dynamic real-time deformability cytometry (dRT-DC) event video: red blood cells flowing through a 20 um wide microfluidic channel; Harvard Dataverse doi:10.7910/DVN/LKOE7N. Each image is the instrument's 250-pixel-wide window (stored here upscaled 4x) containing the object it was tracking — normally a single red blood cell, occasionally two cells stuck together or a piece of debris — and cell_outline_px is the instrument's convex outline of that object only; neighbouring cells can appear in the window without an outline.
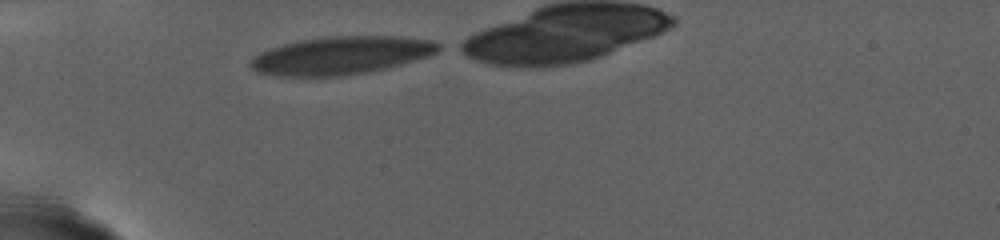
{"species": "human", "species_latin": "Homo sapiens", "temperature_condition": "warm", "stored_images_in_passage": 49, "camera_frame_rate_fps": 3000, "um_per_image_px": 0.085, "donor": {"sex": "female"}, "frame": {"image": 1, "passage_image": 1, "time_ms": 0.0, "image_size_px": [1000, 240], "cell_outline_px": [[444, 48], [428, 56], [388, 68], [368, 72], [340, 76], [276, 76], [256, 72], [248, 64], [248, 60], [252, 56], [268, 48], [296, 40], [324, 36], [400, 36], [432, 40], [440, 44]], "centroid_in_image_um": [28.95, 4.7], "position_along_channel_um": 56.0, "area_um2": 42.19}}
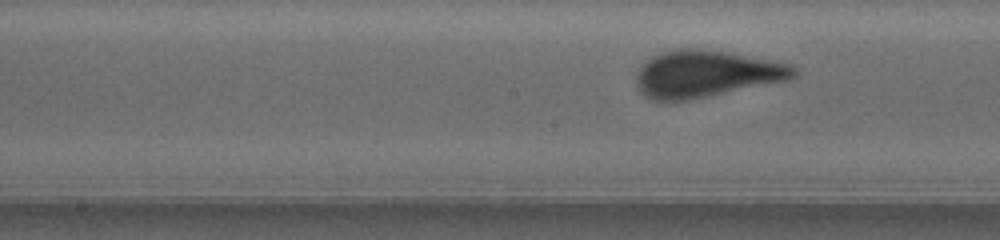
{"frame": {"image": 2, "passage_image": 21, "time_ms": 6.667, "image_size_px": [1000, 240], "cell_outline_px": [[796, 76], [788, 80], [692, 100], [664, 104], [652, 100], [644, 96], [636, 84], [636, 76], [640, 64], [652, 56], [660, 52], [680, 48], [700, 48], [724, 52], [792, 64], [796, 68]], "centroid_in_image_um": [59.94, 6.31], "position_along_channel_um": 188.3, "area_um2": 43.7}}
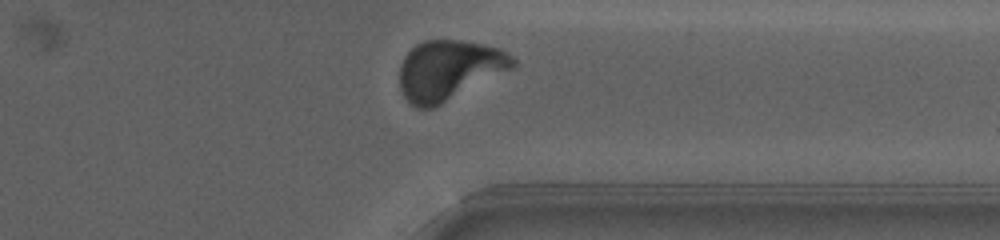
{"frame": {"image": 3, "passage_image": 46, "time_ms": 15.0, "image_size_px": [1000, 240], "cell_outline_px": [[516, 64], [512, 68], [432, 108], [416, 108], [404, 96], [400, 88], [400, 64], [404, 56], [416, 44], [424, 40], [460, 40], [484, 44], [500, 48], [512, 56], [516, 60]], "centroid_in_image_um": [38.14, 5.93], "position_along_channel_um": 373.3, "area_um2": 39.07}}